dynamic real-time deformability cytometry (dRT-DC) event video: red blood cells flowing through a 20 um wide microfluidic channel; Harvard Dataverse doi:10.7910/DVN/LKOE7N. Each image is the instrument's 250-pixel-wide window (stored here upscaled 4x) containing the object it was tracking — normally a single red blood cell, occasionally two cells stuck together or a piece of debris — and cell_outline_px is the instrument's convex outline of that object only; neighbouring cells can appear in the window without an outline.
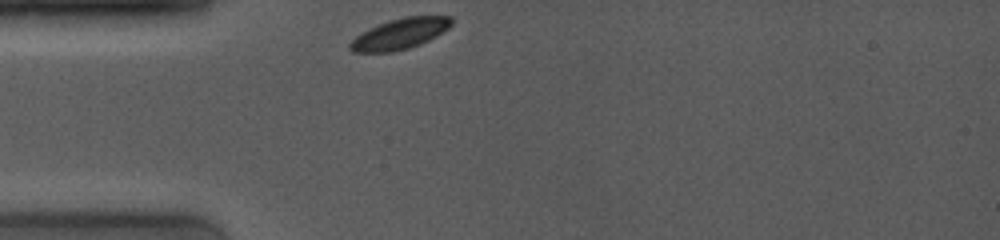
{"species": "common noctule bat (a hibernating species)", "species_latin": "Nyctalus noctula", "temperature_condition": "room temperature", "stored_images_in_passage": 21, "camera_frame_rate_fps": 4000, "um_per_image_px": 0.085, "animal": {"sex": "female", "body_mass_g": 19.0, "forearm_length_mm": 53.3}, "frame": {"image": 1, "passage_image": 1, "time_ms": 0.0, "image_size_px": [1000, 240], "cell_outline_px": [[452, 24], [448, 28], [436, 36], [420, 44], [408, 48], [392, 52], [352, 52], [348, 48], [348, 44], [356, 36], [368, 28], [404, 16], [452, 16]], "centroid_in_image_um": [33.98, 2.88], "position_along_channel_um": 51.0, "area_um2": 18.03}}
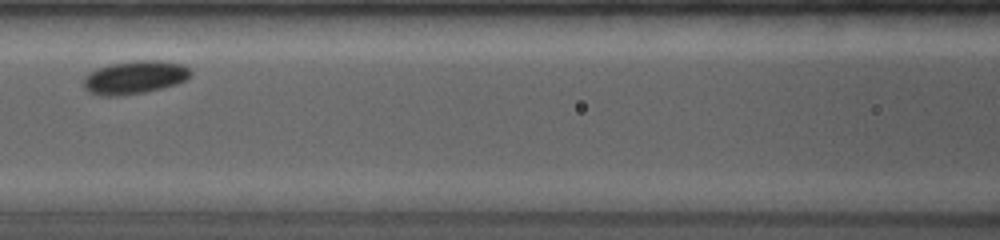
{"frame": {"image": 2, "passage_image": 8, "time_ms": 3.0, "image_size_px": [1000, 240], "cell_outline_px": [[192, 72], [184, 80], [176, 84], [144, 92], [120, 96], [100, 96], [88, 92], [84, 88], [84, 76], [88, 72], [96, 68], [112, 64], [132, 60], [160, 60], [184, 64]], "centroid_in_image_um": [11.41, 6.57], "position_along_channel_um": 155.2, "area_um2": 20.81}}
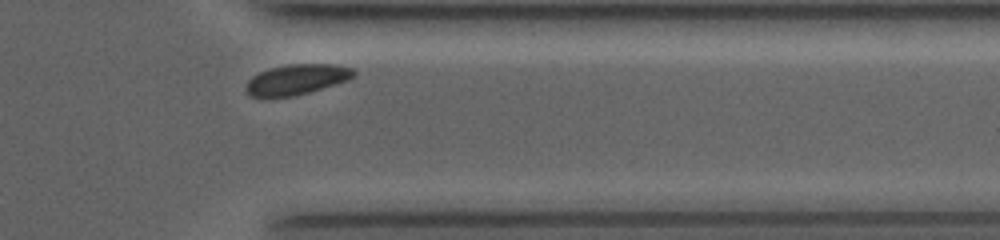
{"frame": {"image": 3, "passage_image": 19, "time_ms": 9.0, "image_size_px": [1000, 240], "cell_outline_px": [[356, 76], [348, 80], [308, 92], [292, 96], [252, 96], [244, 88], [248, 80], [252, 76], [260, 72], [272, 68], [288, 64], [336, 64], [352, 68], [356, 72]], "centroid_in_image_um": [25.25, 6.73], "position_along_channel_um": 386.1, "area_um2": 18.79}, "authors_computed_cell_mechanics": {"area_um2": 19.7676, "velocity_mm_per_s": 3.8361, "shape_relaxation_time_tau1_ms": 0.7, "shape_relaxation_time_tau2_ms": null, "deformation_change_tau1": 0.0421, "deformation_change_tau2": null}}